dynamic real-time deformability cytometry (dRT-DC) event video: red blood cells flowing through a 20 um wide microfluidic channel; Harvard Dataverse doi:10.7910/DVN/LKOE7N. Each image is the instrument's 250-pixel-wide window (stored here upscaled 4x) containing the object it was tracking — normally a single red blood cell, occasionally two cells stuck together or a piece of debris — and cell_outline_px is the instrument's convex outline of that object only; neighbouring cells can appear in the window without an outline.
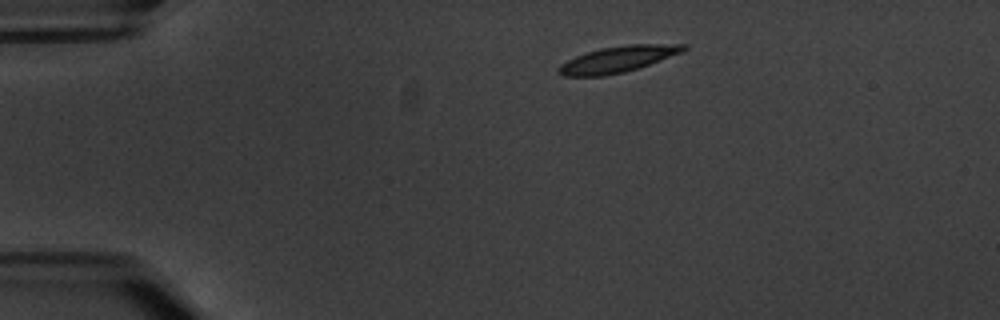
{"species": "common noctule bat (a hibernating species)", "species_latin": "Nyctalus noctula", "temperature_condition": "warm", "stored_images_in_passage": 2, "camera_frame_rate_fps": 3000, "um_per_image_px": 0.085, "animal": {"sex": "male", "body_mass_g": 20.1, "forearm_length_mm": 53.5}, "frame": {"image": 1, "passage_image": 1, "time_ms": 0.0, "image_size_px": [1000, 320], "cell_outline_px": [[688, 48], [680, 52], [648, 64], [624, 72], [604, 76], [564, 76], [556, 72], [556, 68], [560, 64], [576, 56], [600, 48], [628, 44], [688, 44]], "centroid_in_image_um": [52.45, 5.03], "position_along_channel_um": 32.5, "area_um2": 18.79}}